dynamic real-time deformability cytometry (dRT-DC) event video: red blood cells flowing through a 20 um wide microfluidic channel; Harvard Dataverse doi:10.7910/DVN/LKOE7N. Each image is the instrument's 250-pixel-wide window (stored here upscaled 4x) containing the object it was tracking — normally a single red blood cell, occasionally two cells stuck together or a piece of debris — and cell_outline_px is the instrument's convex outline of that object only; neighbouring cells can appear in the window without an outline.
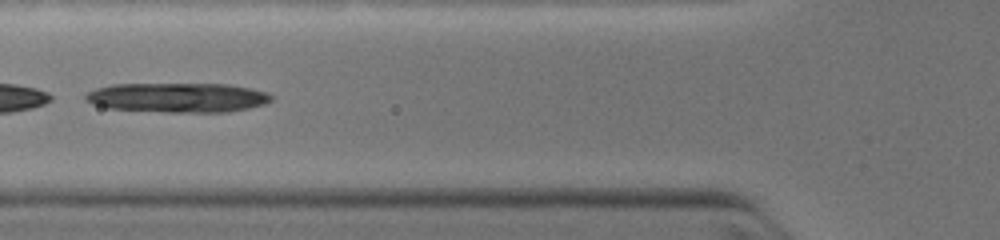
{"species": "common noctule bat (a hibernating species)", "species_latin": "Nyctalus noctula", "temperature_condition": "warm", "stored_images_in_passage": 12, "camera_frame_rate_fps": 3000, "um_per_image_px": 0.085, "animal": {"sex": "female", "body_mass_g": 19.0, "forearm_length_mm": 51.5}, "frame": {"image": 1, "passage_image": 11, "time_ms": 4.0, "image_size_px": [1000, 240], "cell_outline_px": [[272, 100], [264, 104], [248, 108], [228, 112], [168, 112], [108, 108], [84, 100], [84, 96], [88, 92], [96, 88], [112, 84], [228, 84], [252, 88], [268, 92], [272, 96]], "centroid_in_image_um": [15.14, 8.28], "position_along_channel_um": 110.7, "area_um2": 32.02}}